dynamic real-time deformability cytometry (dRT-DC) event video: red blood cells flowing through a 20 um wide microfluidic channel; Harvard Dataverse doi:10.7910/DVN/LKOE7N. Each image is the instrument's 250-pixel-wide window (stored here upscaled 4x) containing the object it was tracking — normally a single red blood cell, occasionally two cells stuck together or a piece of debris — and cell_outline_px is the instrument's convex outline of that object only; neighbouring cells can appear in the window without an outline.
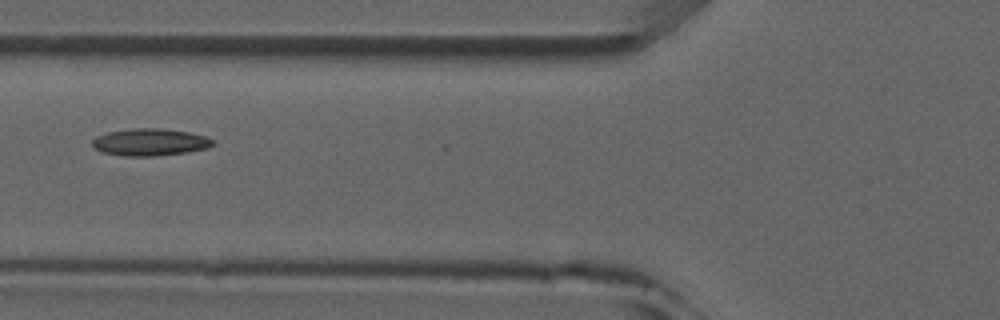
{"species": "common noctule bat (a hibernating species)", "species_latin": "Nyctalus noctula", "temperature_condition": "room temperature", "stored_images_in_passage": 6, "camera_frame_rate_fps": 3000, "um_per_image_px": 0.085, "animal": {"sex": "male", "forearm_length_mm": 52.5}, "frame": {"image": 1, "passage_image": 5, "time_ms": 4.667, "image_size_px": [1000, 320], "cell_outline_px": [[216, 144], [208, 148], [188, 152], [156, 156], [124, 156], [100, 152], [92, 144], [92, 140], [96, 136], [108, 132], [132, 128], [160, 128], [188, 132], [204, 136], [212, 140]], "centroid_in_image_um": [12.74, 12.09], "position_along_channel_um": 113.1, "area_um2": 19.13}}
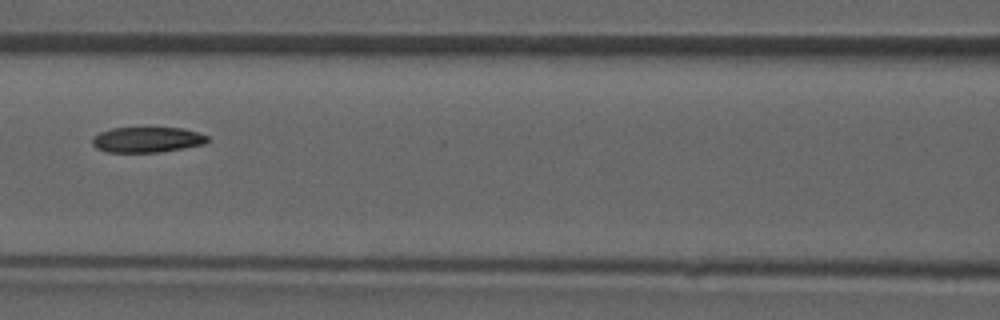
{"frame": {"image": 2, "passage_image": 6, "time_ms": 5.667, "image_size_px": [1000, 320], "cell_outline_px": [[208, 140], [204, 144], [184, 148], [160, 152], [108, 152], [96, 148], [92, 144], [92, 136], [100, 132], [112, 128], [184, 128], [208, 136]], "centroid_in_image_um": [12.48, 11.87], "position_along_channel_um": 154.1, "area_um2": 17.05}}